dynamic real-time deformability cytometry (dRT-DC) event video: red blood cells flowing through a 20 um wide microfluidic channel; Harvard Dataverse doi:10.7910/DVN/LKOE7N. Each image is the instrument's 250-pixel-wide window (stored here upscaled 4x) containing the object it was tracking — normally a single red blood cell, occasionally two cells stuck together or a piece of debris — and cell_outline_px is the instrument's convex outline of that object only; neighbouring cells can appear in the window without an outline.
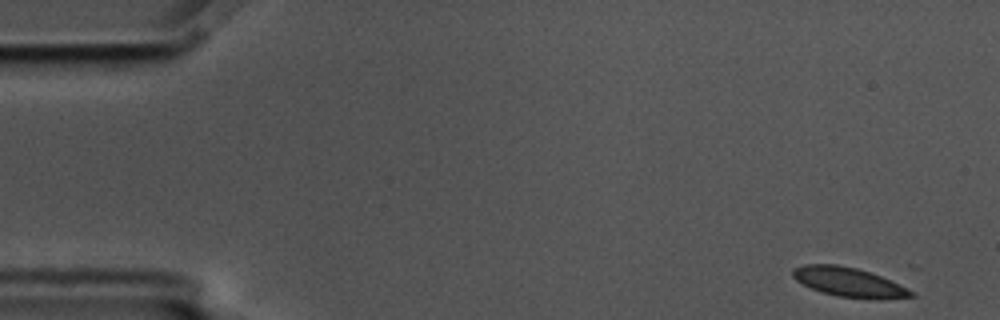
{"species": "common noctule bat (a hibernating species)", "species_latin": "Nyctalus noctula", "temperature_condition": "cold", "stored_images_in_passage": 12, "camera_frame_rate_fps": 3000, "um_per_image_px": 0.085, "animal": {"sex": "male", "body_mass_g": 17.5, "forearm_length_mm": 52.3}, "frame": {"image": 1, "passage_image": 1, "time_ms": 0.0, "image_size_px": [1000, 320], "cell_outline_px": [[916, 296], [836, 296], [820, 292], [796, 280], [792, 276], [792, 268], [804, 264], [836, 264], [856, 268], [880, 276], [916, 292]], "centroid_in_image_um": [72.01, 23.92], "position_along_channel_um": 13.0, "area_um2": 19.13}}